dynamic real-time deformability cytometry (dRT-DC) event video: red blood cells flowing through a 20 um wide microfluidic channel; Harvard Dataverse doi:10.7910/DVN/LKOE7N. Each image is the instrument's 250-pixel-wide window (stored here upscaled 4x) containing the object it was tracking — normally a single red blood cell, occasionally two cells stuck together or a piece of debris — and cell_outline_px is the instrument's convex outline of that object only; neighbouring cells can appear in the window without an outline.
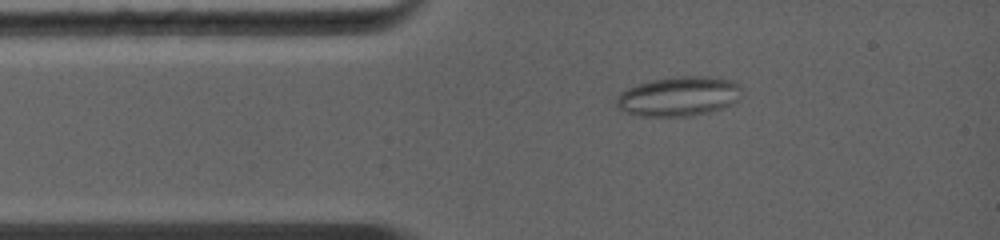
{"species": "common noctule bat (a hibernating species)", "species_latin": "Nyctalus noctula", "temperature_condition": "warm", "stored_images_in_passage": 32, "camera_frame_rate_fps": 5000, "um_per_image_px": 0.085, "animal": {"sex": "female", "body_mass_g": 19.0, "forearm_length_mm": 56.7}, "frame": {"image": 1, "passage_image": 4, "time_ms": 1.4, "image_size_px": [1000, 240], "cell_outline_px": [[740, 88], [736, 100], [732, 104], [712, 112], [688, 116], [632, 116], [624, 112], [616, 104], [616, 100], [628, 88], [652, 80], [680, 76], [704, 76], [736, 80], [740, 84]], "centroid_in_image_um": [57.71, 8.2], "position_along_channel_um": 27.3, "area_um2": 28.73}}
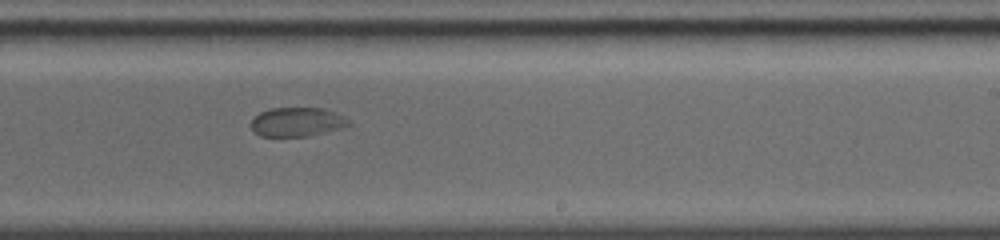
{"frame": {"image": 2, "passage_image": 17, "time_ms": 7.2, "image_size_px": [1000, 240], "cell_outline_px": [[352, 124], [340, 128], [308, 136], [260, 136], [252, 128], [252, 120], [260, 112], [272, 108], [324, 108], [336, 112], [352, 120]], "centroid_in_image_um": [25.31, 10.35], "position_along_channel_um": 263.7, "area_um2": 16.47}}
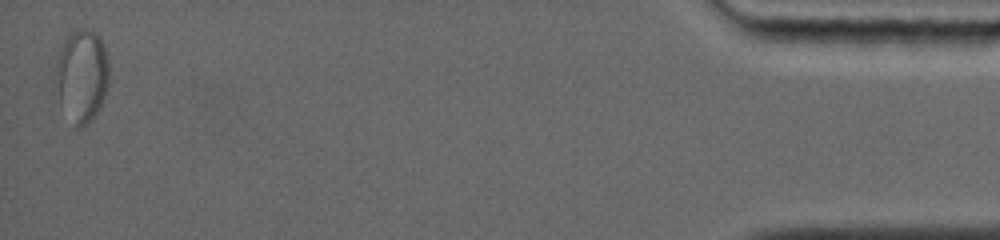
{"frame": {"image": 3, "passage_image": 32, "time_ms": 13.8, "image_size_px": [1000, 240], "cell_outline_px": [[108, 84], [104, 96], [96, 112], [80, 128], [76, 128], [60, 104], [56, 72], [56, 64], [60, 52], [68, 36], [76, 28], [84, 28], [96, 32], [100, 36], [104, 44], [108, 60]], "centroid_in_image_um": [6.98, 6.38], "position_along_channel_um": 428.2, "area_um2": 28.21}}